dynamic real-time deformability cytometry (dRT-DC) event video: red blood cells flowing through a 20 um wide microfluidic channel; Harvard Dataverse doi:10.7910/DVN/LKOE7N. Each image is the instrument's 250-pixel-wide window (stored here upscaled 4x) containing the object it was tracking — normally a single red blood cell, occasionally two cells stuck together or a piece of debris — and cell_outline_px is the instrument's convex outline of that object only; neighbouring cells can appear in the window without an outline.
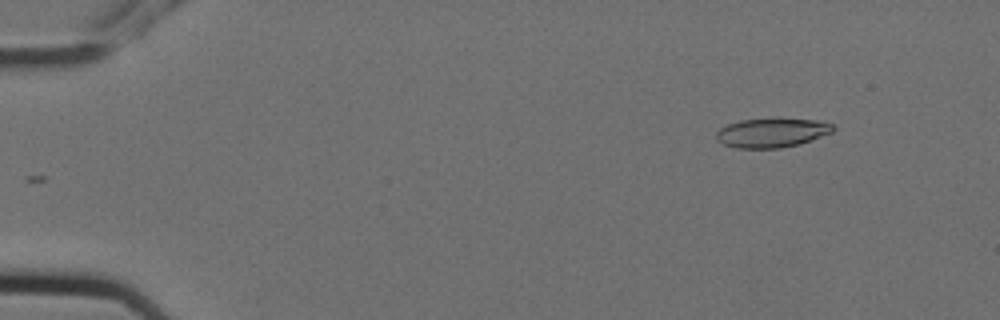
{"species": "Egyptian fruit bat (a non-hibernating species)", "species_latin": "Rousettus aegyptiacus", "temperature_condition": "cold", "stored_images_in_passage": 4, "camera_frame_rate_fps": 3000, "um_per_image_px": 0.085, "animal": {"sex": "female"}, "frame": {"image": 1, "passage_image": 2, "time_ms": 0.333, "image_size_px": [1000, 320], "cell_outline_px": [[836, 128], [832, 132], [800, 144], [780, 148], [736, 148], [724, 144], [716, 140], [716, 132], [720, 128], [728, 124], [740, 120], [820, 120], [832, 124]], "centroid_in_image_um": [65.59, 11.31], "position_along_channel_um": 19.4, "area_um2": 19.48}}